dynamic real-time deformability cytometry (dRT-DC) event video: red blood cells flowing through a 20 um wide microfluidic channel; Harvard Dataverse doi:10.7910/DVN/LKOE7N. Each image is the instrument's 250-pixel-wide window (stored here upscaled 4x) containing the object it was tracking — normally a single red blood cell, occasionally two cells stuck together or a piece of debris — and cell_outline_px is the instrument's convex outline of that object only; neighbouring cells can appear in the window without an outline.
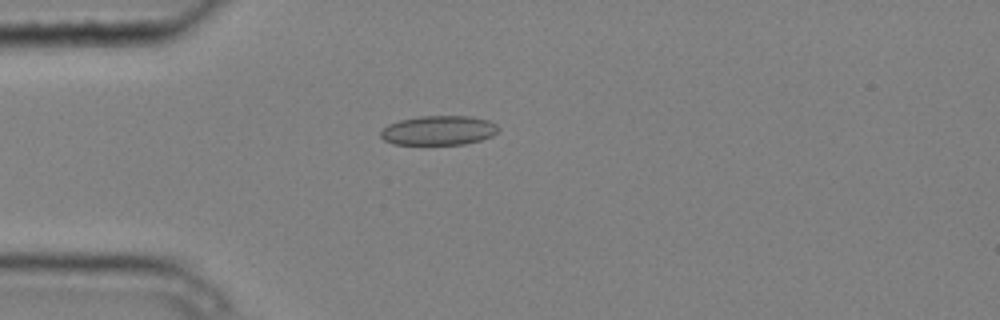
{"species": "common noctule bat (a hibernating species)", "species_latin": "Nyctalus noctula", "temperature_condition": "cold", "stored_images_in_passage": 1, "camera_frame_rate_fps": 3000, "um_per_image_px": 0.085, "animal": {"sex": "male", "body_mass_g": 20.4}, "frame": {"image": 1, "passage_image": 1, "time_ms": 0.0, "image_size_px": [1000, 320], "cell_outline_px": [[500, 128], [492, 136], [480, 140], [464, 144], [392, 144], [384, 140], [380, 136], [380, 132], [388, 124], [400, 120], [420, 116], [472, 116], [488, 120], [496, 124]], "centroid_in_image_um": [37.29, 11.08], "position_along_channel_um": 47.7, "area_um2": 20.17}}